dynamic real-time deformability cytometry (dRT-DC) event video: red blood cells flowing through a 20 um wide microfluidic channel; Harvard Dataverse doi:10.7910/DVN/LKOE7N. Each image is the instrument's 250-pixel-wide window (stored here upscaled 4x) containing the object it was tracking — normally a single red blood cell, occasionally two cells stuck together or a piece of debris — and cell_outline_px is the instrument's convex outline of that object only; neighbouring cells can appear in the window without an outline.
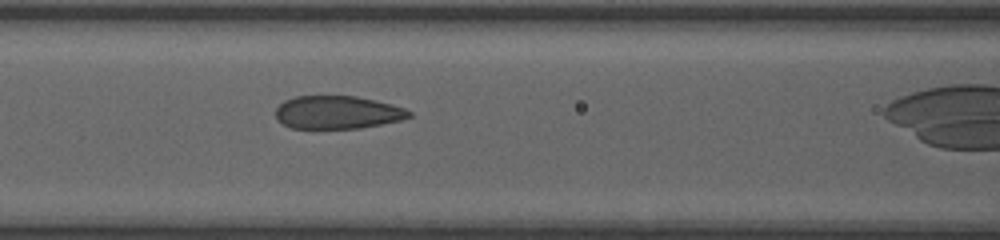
{"species": "human", "species_latin": "Homo sapiens", "temperature_condition": "room temperature", "stored_images_in_passage": 17, "camera_frame_rate_fps": 3000, "um_per_image_px": 0.085, "donor": {"sex": "female"}, "frame": {"image": 1, "passage_image": 10, "time_ms": 2.0, "image_size_px": [1000, 240], "cell_outline_px": [[412, 116], [400, 120], [360, 128], [292, 128], [276, 120], [276, 108], [284, 100], [296, 96], [356, 96], [376, 100], [392, 104], [404, 108], [412, 112]], "centroid_in_image_um": [28.68, 9.54], "position_along_channel_um": 137.9, "area_um2": 25.66}}
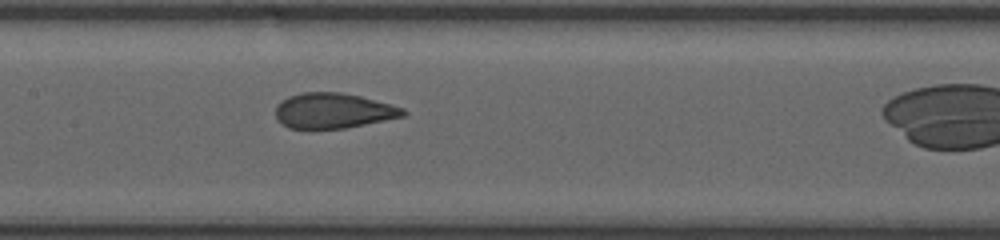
{"frame": {"image": 2, "passage_image": 15, "time_ms": 3.0, "image_size_px": [1000, 240], "cell_outline_px": [[408, 112], [404, 116], [344, 128], [288, 128], [276, 116], [276, 108], [288, 96], [300, 92], [340, 92], [360, 96], [392, 104], [404, 108]], "centroid_in_image_um": [28.37, 9.39], "position_along_channel_um": 179.0, "area_um2": 25.89}}